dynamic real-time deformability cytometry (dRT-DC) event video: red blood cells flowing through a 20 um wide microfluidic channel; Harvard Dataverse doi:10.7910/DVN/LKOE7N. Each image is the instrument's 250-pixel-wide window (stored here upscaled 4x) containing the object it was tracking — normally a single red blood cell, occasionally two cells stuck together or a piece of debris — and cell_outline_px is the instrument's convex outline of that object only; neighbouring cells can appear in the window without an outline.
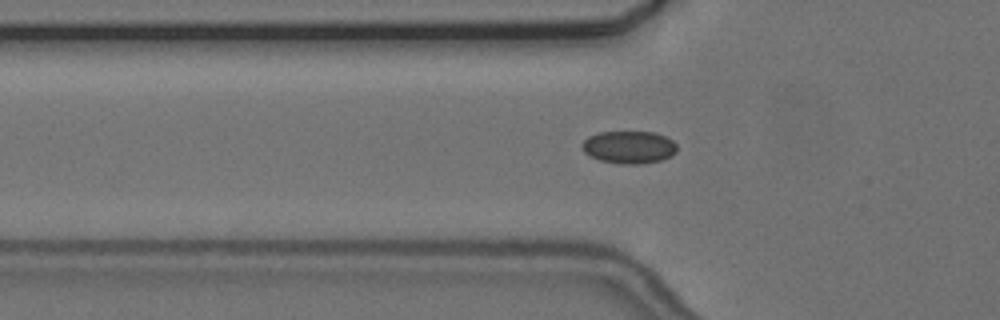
{"species": "common noctule bat (a hibernating species)", "species_latin": "Nyctalus noctula", "temperature_condition": "cold", "stored_images_in_passage": 39, "camera_frame_rate_fps": 3000, "um_per_image_px": 0.085, "animal": {"sex": "female", "body_mass_g": 24.6, "forearm_length_mm": 56.2}, "frame": {"image": 1, "passage_image": 10, "time_ms": 3.0, "image_size_px": [1000, 320], "cell_outline_px": [[676, 152], [672, 156], [660, 160], [644, 164], [620, 164], [600, 160], [584, 152], [580, 148], [580, 144], [588, 136], [600, 132], [656, 132], [672, 140], [676, 144]], "centroid_in_image_um": [53.45, 12.51], "position_along_channel_um": 72.3, "area_um2": 18.15}}
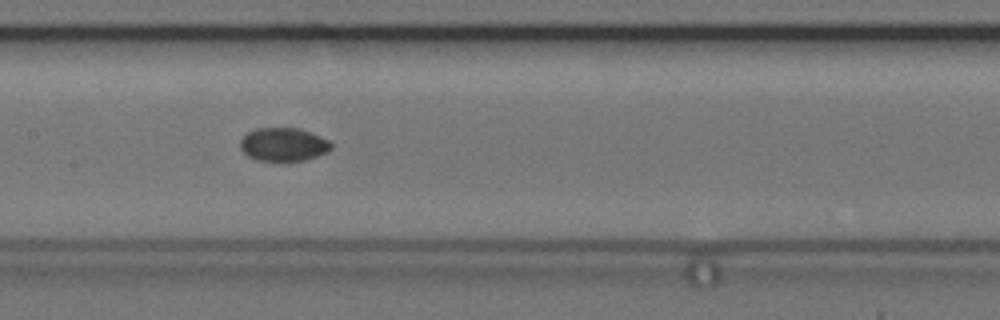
{"frame": {"image": 2, "passage_image": 19, "time_ms": 6.0, "image_size_px": [1000, 320], "cell_outline_px": [[332, 148], [328, 152], [316, 156], [300, 160], [256, 160], [248, 156], [240, 148], [240, 140], [248, 132], [256, 128], [296, 128], [320, 136], [328, 140], [332, 144]], "centroid_in_image_um": [24.08, 12.27], "position_along_channel_um": 183.3, "area_um2": 17.4}}
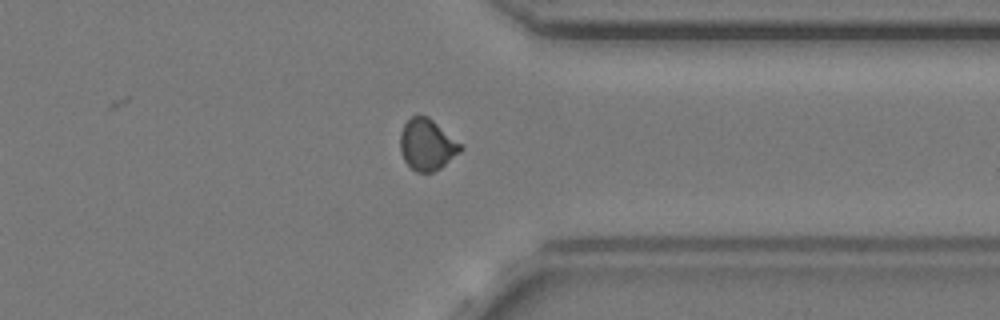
{"frame": {"image": 3, "passage_image": 35, "time_ms": 11.333, "image_size_px": [1000, 320], "cell_outline_px": [[464, 148], [460, 152], [440, 168], [432, 172], [416, 172], [404, 160], [400, 152], [400, 132], [404, 124], [412, 116], [428, 116], [460, 144]], "centroid_in_image_um": [36.27, 12.3], "position_along_channel_um": 375.1, "area_um2": 17.74}, "authors_computed_cell_mechanics": {"area_um2": 17.629, "velocity_mm_per_s": 3.6619, "shape_relaxation_time_tau1_ms": null, "shape_relaxation_time_tau2_ms": 1.5716, "deformation_change_tau1": null, "deformation_change_tau2": 0.0361}}